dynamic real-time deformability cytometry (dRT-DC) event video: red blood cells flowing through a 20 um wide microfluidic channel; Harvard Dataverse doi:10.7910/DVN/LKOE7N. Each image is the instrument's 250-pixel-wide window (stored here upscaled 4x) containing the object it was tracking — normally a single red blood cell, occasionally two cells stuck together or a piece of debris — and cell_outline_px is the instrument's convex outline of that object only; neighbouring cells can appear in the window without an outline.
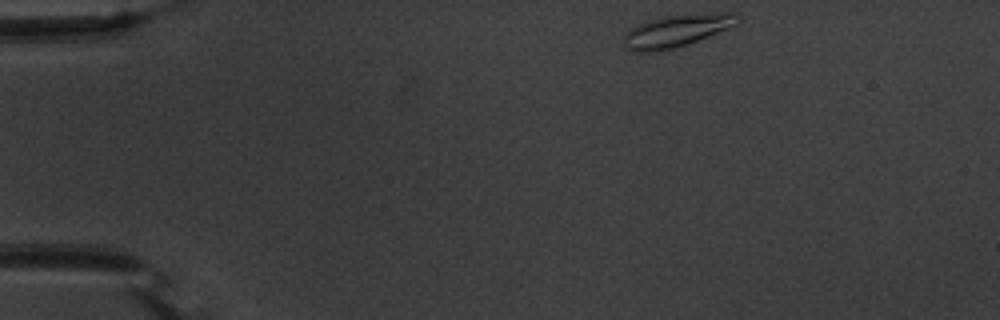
{"species": "common noctule bat (a hibernating species)", "species_latin": "Nyctalus noctula", "temperature_condition": "warm", "stored_images_in_passage": 47, "camera_frame_rate_fps": 3000, "um_per_image_px": 0.085, "animal": {"sex": "male", "body_mass_g": 20.1, "forearm_length_mm": 53.5}, "frame": {"image": 1, "passage_image": 1, "time_ms": 0.0, "image_size_px": [1000, 320], "cell_outline_px": [[740, 20], [736, 24], [728, 28], [688, 44], [672, 48], [648, 52], [636, 52], [628, 48], [624, 44], [624, 36], [632, 28], [648, 20], [664, 16], [724, 12], [732, 12], [740, 16]], "centroid_in_image_um": [57.55, 2.6], "position_along_channel_um": 27.5, "area_um2": 20.98}}
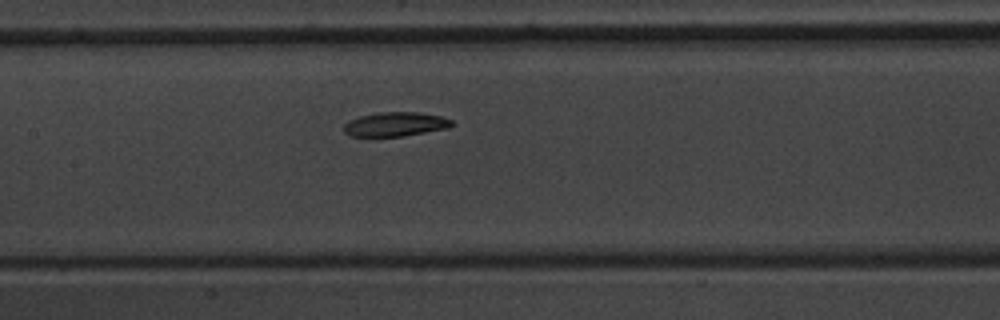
{"frame": {"image": 2, "passage_image": 19, "time_ms": 6.0, "image_size_px": [1000, 320], "cell_outline_px": [[456, 124], [448, 128], [404, 136], [348, 136], [344, 132], [344, 124], [348, 120], [360, 116], [376, 112], [416, 112], [440, 116], [452, 120]], "centroid_in_image_um": [33.6, 10.56], "position_along_channel_um": 173.8, "area_um2": 15.32}}
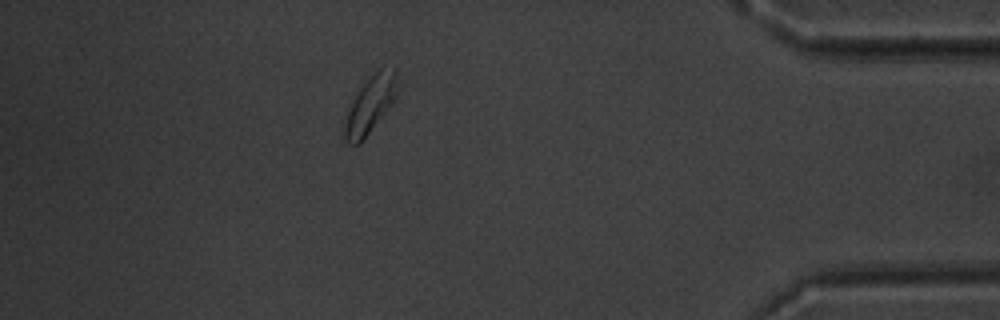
{"frame": {"image": 3, "passage_image": 41, "time_ms": 13.333, "image_size_px": [1000, 320], "cell_outline_px": [[396, 96], [360, 144], [348, 144], [344, 136], [344, 124], [348, 112], [360, 88], [380, 68], [396, 72]], "centroid_in_image_um": [31.43, 8.96], "position_along_channel_um": 403.8, "area_um2": 16.3}, "authors_computed_cell_mechanics": {"area_um2": 16.2996, "velocity_mm_per_s": 3.67, "shape_relaxation_time_tau1_ms": 4.2522, "shape_relaxation_time_tau2_ms": null, "deformation_change_tau1": 0.0843, "deformation_change_tau2": null}}